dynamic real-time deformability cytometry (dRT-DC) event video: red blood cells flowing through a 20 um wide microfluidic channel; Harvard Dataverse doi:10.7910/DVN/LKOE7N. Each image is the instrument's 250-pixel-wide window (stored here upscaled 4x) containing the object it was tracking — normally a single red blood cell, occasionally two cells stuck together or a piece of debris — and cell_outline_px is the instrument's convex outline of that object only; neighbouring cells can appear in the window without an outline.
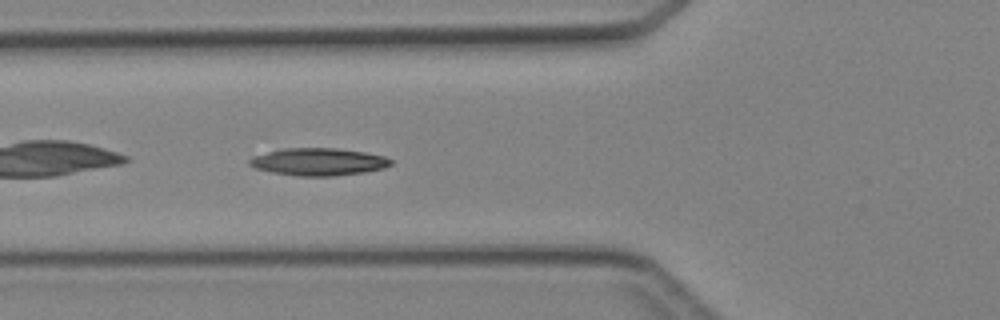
{"species": "Egyptian fruit bat (a non-hibernating species)", "species_latin": "Rousettus aegyptiacus", "temperature_condition": "cold", "stored_images_in_passage": 4, "camera_frame_rate_fps": 3000, "um_per_image_px": 0.085, "animal": {"sex": "female"}, "frame": {"image": 1, "passage_image": 4, "time_ms": 3.667, "image_size_px": [1000, 320], "cell_outline_px": [[392, 164], [384, 168], [364, 172], [332, 176], [296, 176], [272, 172], [256, 168], [248, 164], [248, 160], [252, 156], [284, 148], [336, 148], [364, 152], [384, 156], [392, 160]], "centroid_in_image_um": [27.06, 13.75], "position_along_channel_um": 98.7, "area_um2": 22.54}}